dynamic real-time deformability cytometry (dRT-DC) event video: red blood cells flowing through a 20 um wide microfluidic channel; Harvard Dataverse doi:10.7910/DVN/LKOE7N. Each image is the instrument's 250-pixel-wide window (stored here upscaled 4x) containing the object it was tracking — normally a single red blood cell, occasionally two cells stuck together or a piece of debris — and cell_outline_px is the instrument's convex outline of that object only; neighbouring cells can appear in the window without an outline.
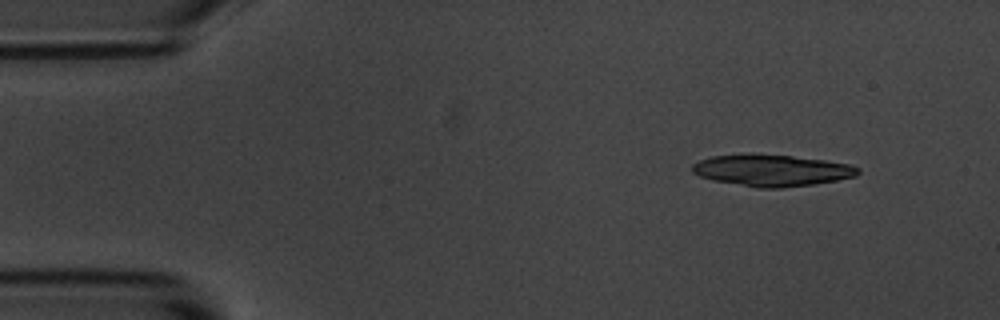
{"species": "common noctule bat (a hibernating species)", "species_latin": "Nyctalus noctula", "temperature_condition": "room temperature", "stored_images_in_passage": 4, "camera_frame_rate_fps": 3000, "um_per_image_px": 0.085, "animal": {"sex": "male", "body_mass_g": 20.1, "forearm_length_mm": 53.5}, "frame": {"image": 1, "passage_image": 1, "time_ms": 0.0, "image_size_px": [1000, 320], "cell_outline_px": [[860, 172], [856, 176], [816, 184], [780, 188], [756, 188], [712, 180], [700, 176], [692, 172], [692, 164], [700, 160], [712, 156], [792, 156], [824, 160], [848, 164], [860, 168]], "centroid_in_image_um": [65.63, 14.52], "position_along_channel_um": 19.4, "area_um2": 29.77}}